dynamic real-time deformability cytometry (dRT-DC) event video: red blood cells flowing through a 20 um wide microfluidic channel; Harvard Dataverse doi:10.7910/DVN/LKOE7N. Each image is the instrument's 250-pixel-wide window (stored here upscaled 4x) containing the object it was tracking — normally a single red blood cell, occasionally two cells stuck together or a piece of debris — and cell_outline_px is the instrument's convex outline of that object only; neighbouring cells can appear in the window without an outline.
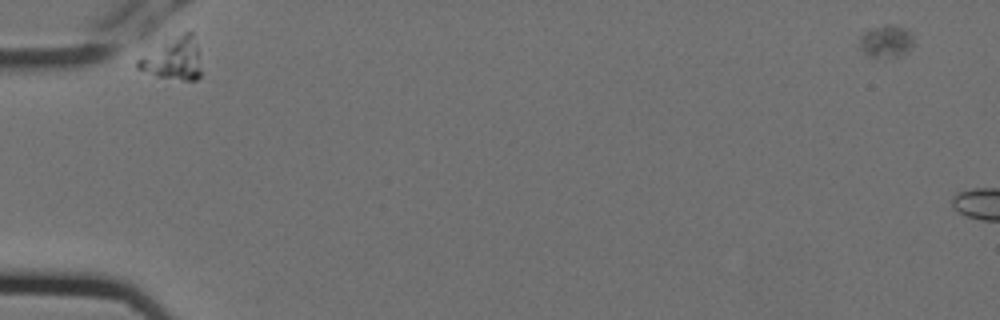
{"species": "Egyptian fruit bat (a non-hibernating species)", "species_latin": "Rousettus aegyptiacus", "temperature_condition": "cold", "stored_images_in_passage": 7, "camera_frame_rate_fps": 3000, "um_per_image_px": 0.085, "animal": {"sex": "female"}, "frame": {"image": 1, "passage_image": 1, "time_ms": 0.0, "image_size_px": [1000, 320], "cell_outline_px": [[200, 76], [196, 80], [184, 80], [156, 76], [136, 68], [136, 60], [164, 40], [184, 32], [192, 32], [196, 44], [200, 68]], "centroid_in_image_um": [14.69, 4.99], "position_along_channel_um": 70.3, "area_um2": 15.49}}
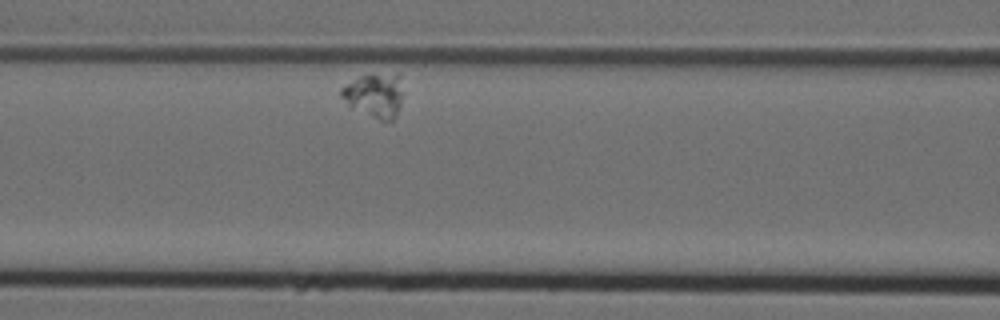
{"frame": {"image": 2, "passage_image": 3, "time_ms": 0.667, "image_size_px": [1000, 320], "cell_outline_px": [[404, 92], [400, 104], [392, 120], [380, 120], [348, 104], [340, 96], [340, 88], [344, 84], [360, 76], [396, 72]], "centroid_in_image_um": [31.84, 8.05], "position_along_channel_um": 134.8, "area_um2": 15.66}}
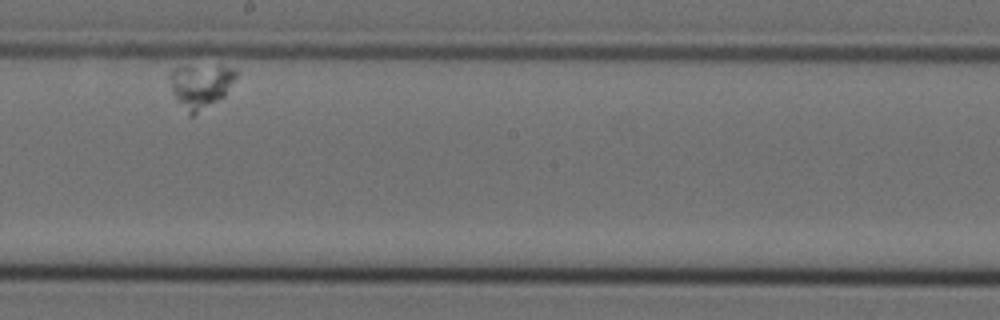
{"frame": {"image": 3, "passage_image": 6, "time_ms": 1.667, "image_size_px": [1000, 320], "cell_outline_px": [[236, 76], [224, 96], [192, 116], [188, 116], [176, 100], [172, 92], [168, 76], [176, 68], [216, 64], [220, 64], [232, 68], [236, 72]], "centroid_in_image_um": [17.03, 7.29], "position_along_channel_um": 231.2, "area_um2": 17.05}}